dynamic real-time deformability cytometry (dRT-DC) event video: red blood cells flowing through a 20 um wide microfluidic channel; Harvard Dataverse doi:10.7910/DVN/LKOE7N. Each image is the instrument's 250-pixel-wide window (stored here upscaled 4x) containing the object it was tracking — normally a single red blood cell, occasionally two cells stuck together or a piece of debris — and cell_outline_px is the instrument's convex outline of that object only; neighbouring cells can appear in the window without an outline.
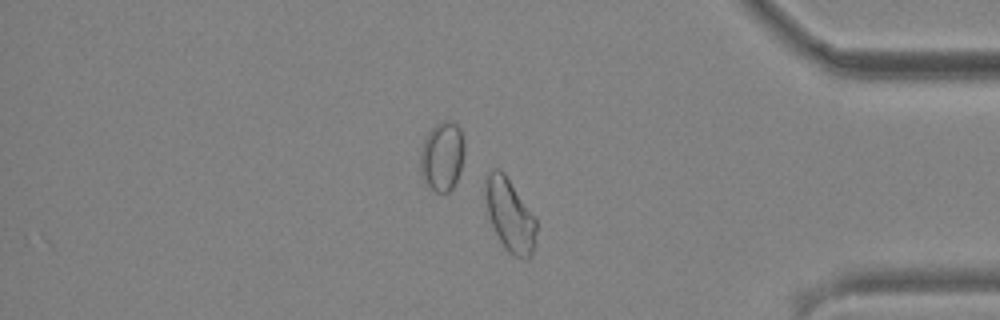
{"species": "common noctule bat (a hibernating species)", "species_latin": "Nyctalus noctula", "temperature_condition": "cold", "stored_images_in_passage": 48, "camera_frame_rate_fps": 3000, "um_per_image_px": 0.085, "animal": {"sex": "male", "body_mass_g": 19.2, "forearm_length_mm": 51.8}, "frame": {"image": 1, "passage_image": 41, "time_ms": 13.333, "image_size_px": [1000, 320], "cell_outline_px": [[536, 232], [532, 256], [524, 260], [508, 252], [500, 240], [492, 224], [488, 212], [484, 188], [484, 176], [492, 168], [500, 168], [504, 172], [536, 220]], "centroid_in_image_um": [43.32, 18.25], "position_along_channel_um": 391.9, "area_um2": 21.39}}